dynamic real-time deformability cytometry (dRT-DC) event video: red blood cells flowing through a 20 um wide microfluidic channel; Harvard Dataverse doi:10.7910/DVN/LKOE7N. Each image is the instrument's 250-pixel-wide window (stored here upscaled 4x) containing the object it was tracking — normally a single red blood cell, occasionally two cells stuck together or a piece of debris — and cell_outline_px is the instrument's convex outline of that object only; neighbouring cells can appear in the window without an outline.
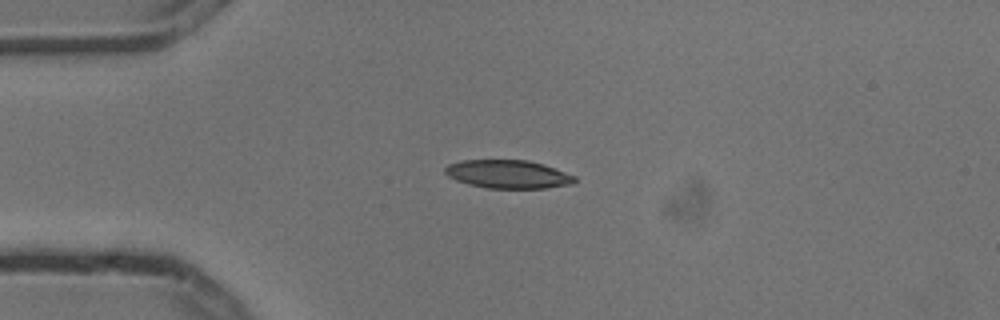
{"species": "common noctule bat (a hibernating species)", "species_latin": "Nyctalus noctula", "temperature_condition": "cold", "stored_images_in_passage": 4, "camera_frame_rate_fps": 3000, "um_per_image_px": 0.085, "animal": {"sex": "male", "body_mass_g": 13.3}, "frame": {"image": 1, "passage_image": 3, "time_ms": 0.667, "image_size_px": [1000, 320], "cell_outline_px": [[576, 180], [572, 184], [544, 188], [488, 188], [468, 184], [456, 180], [448, 176], [444, 172], [444, 168], [448, 164], [460, 160], [528, 160], [576, 176]], "centroid_in_image_um": [43.13, 14.81], "position_along_channel_um": 41.9, "area_um2": 21.21}}